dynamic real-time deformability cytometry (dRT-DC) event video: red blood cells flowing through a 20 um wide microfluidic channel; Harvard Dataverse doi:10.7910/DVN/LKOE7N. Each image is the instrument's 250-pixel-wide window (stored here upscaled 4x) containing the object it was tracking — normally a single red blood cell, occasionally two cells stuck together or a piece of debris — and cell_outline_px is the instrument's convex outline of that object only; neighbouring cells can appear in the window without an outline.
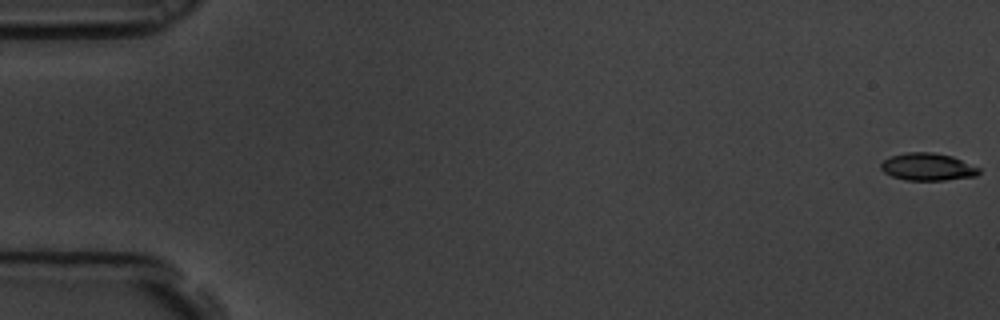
{"species": "common noctule bat (a hibernating species)", "species_latin": "Nyctalus noctula", "temperature_condition": "room temperature", "stored_images_in_passage": 60, "camera_frame_rate_fps": 3000, "um_per_image_px": 0.085, "animal": {"sex": "male", "body_mass_g": 19.5, "forearm_length_mm": 54.6}, "frame": {"image": 1, "passage_image": 1, "time_ms": 0.0, "image_size_px": [1000, 320], "cell_outline_px": [[980, 172], [976, 176], [944, 180], [904, 180], [892, 176], [884, 172], [880, 168], [880, 164], [884, 160], [892, 156], [908, 152], [932, 152], [952, 156], [980, 168]], "centroid_in_image_um": [78.85, 14.18], "position_along_channel_um": 6.2, "area_um2": 15.61}}
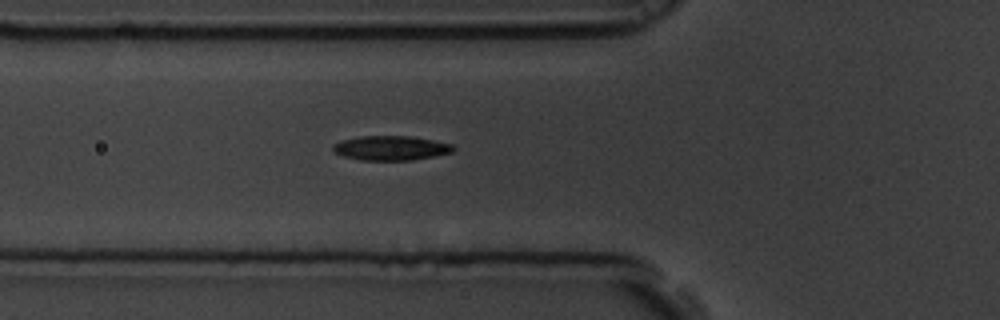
{"frame": {"image": 2, "passage_image": 22, "time_ms": 7.0, "image_size_px": [1000, 320], "cell_outline_px": [[456, 148], [452, 152], [412, 160], [360, 160], [344, 156], [336, 152], [332, 148], [332, 144], [340, 140], [360, 136], [412, 136], [452, 144]], "centroid_in_image_um": [33.2, 12.57], "position_along_channel_um": 92.6, "area_um2": 17.11}}
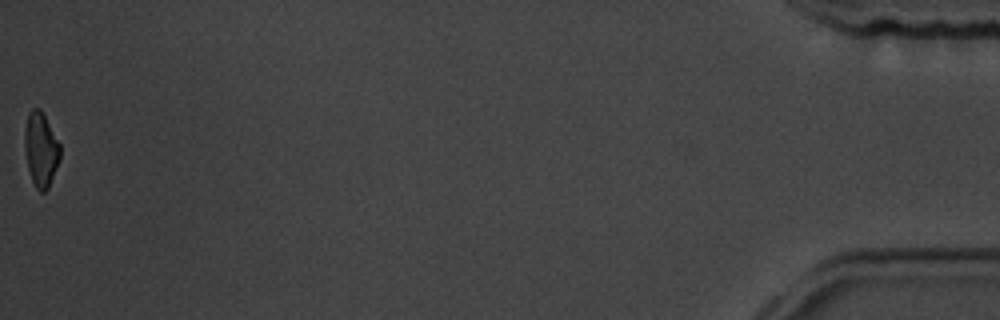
{"frame": {"image": 3, "passage_image": 60, "time_ms": 19.667, "image_size_px": [1000, 320], "cell_outline_px": [[60, 160], [48, 188], [44, 192], [40, 192], [36, 188], [32, 180], [28, 168], [24, 144], [24, 128], [28, 112], [32, 108], [40, 108], [60, 144]], "centroid_in_image_um": [3.46, 12.69], "position_along_channel_um": 431.7, "area_um2": 15.37}, "authors_computed_cell_mechanics": {"area_um2": 16.4152, "velocity_mm_per_s": 3.4737, "shape_relaxation_time_tau1_ms": 3.4415, "shape_relaxation_time_tau2_ms": null, "deformation_change_tau1": 0.1196, "deformation_change_tau2": null}}